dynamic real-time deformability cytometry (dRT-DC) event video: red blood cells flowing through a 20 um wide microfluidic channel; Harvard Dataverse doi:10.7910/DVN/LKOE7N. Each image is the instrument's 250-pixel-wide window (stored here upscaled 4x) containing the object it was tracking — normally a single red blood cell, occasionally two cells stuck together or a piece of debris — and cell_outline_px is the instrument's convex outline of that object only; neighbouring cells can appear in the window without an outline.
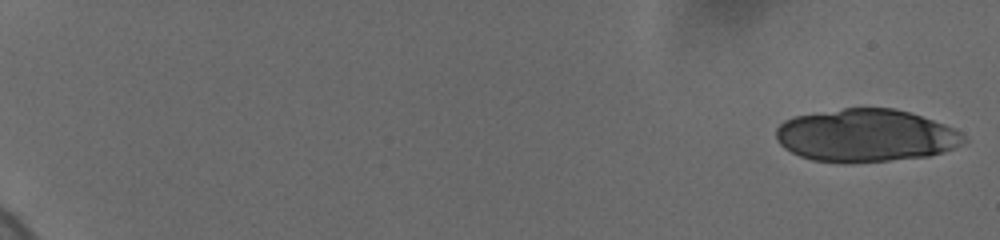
{"species": "human", "species_latin": "Homo sapiens", "temperature_condition": "cold", "stored_images_in_passage": 38, "camera_frame_rate_fps": 3000, "um_per_image_px": 0.085, "donor": {"sex": "female"}, "frame": {"image": 1, "passage_image": 1, "time_ms": 0.0, "image_size_px": [1000, 240], "cell_outline_px": [[968, 140], [944, 152], [928, 156], [888, 160], [812, 160], [800, 156], [784, 148], [776, 140], [776, 128], [784, 120], [792, 116], [844, 108], [892, 108], [908, 112], [956, 128]], "centroid_in_image_um": [73.58, 11.48], "position_along_channel_um": 11.4, "area_um2": 56.76}}